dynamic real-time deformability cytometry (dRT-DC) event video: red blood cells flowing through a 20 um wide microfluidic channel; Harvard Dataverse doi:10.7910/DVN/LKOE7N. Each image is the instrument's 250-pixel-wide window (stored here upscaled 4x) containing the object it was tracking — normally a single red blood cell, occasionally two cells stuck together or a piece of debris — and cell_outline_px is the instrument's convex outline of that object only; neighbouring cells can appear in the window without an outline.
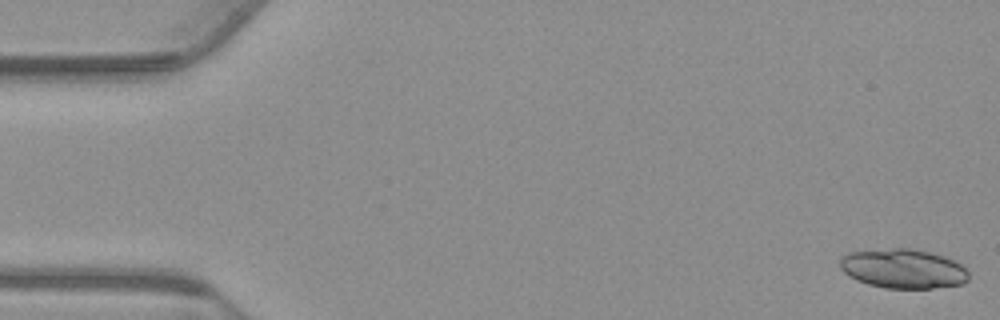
{"species": "common noctule bat (a hibernating species)", "species_latin": "Nyctalus noctula", "temperature_condition": "warm", "stored_images_in_passage": 54, "segment_of_instrument_passage": [1, 2], "camera_frame_rate_fps": 3000, "um_per_image_px": 0.085, "animal": {"sex": "male", "body_mass_g": 23.1, "forearm_length_mm": 52.7}, "frame": {"image": 1, "passage_image": 1, "time_ms": 0.0, "image_size_px": [1000, 320], "cell_outline_px": [[968, 280], [964, 284], [932, 288], [884, 288], [868, 284], [856, 280], [848, 276], [840, 268], [840, 256], [848, 252], [892, 248], [912, 248], [932, 252], [956, 260], [968, 272]], "centroid_in_image_um": [76.76, 22.83], "position_along_channel_um": 8.2, "area_um2": 29.88}}